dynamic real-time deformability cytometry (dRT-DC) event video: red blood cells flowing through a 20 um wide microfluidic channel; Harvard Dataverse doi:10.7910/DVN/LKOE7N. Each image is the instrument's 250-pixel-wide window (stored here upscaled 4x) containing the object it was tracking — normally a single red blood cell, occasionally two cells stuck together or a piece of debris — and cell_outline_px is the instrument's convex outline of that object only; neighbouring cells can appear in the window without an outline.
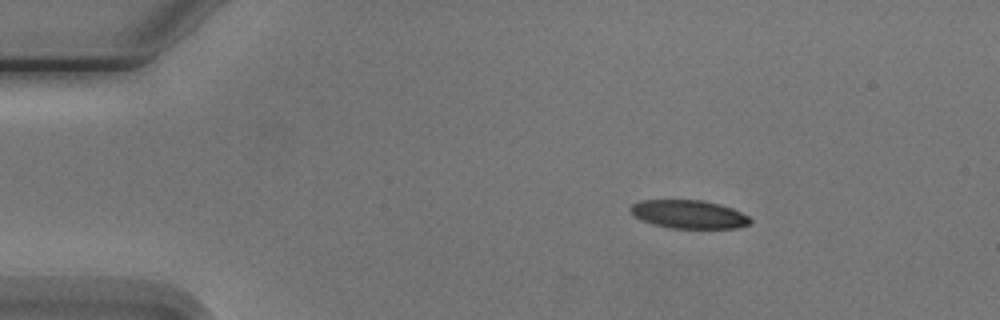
{"species": "Egyptian fruit bat (a non-hibernating species)", "species_latin": "Rousettus aegyptiacus", "temperature_condition": "cold", "stored_images_in_passage": 4, "segment_of_instrument_passage": [1, 2], "camera_frame_rate_fps": 3000, "um_per_image_px": 0.085, "animal": {"sex": "male"}, "frame": {"image": 1, "passage_image": 1, "time_ms": 0.0, "image_size_px": [1000, 320], "cell_outline_px": [[752, 220], [748, 224], [736, 228], [672, 228], [652, 224], [636, 216], [632, 212], [632, 204], [640, 200], [700, 200], [732, 208], [748, 216]], "centroid_in_image_um": [58.56, 18.22], "position_along_channel_um": 26.4, "area_um2": 19.36}}